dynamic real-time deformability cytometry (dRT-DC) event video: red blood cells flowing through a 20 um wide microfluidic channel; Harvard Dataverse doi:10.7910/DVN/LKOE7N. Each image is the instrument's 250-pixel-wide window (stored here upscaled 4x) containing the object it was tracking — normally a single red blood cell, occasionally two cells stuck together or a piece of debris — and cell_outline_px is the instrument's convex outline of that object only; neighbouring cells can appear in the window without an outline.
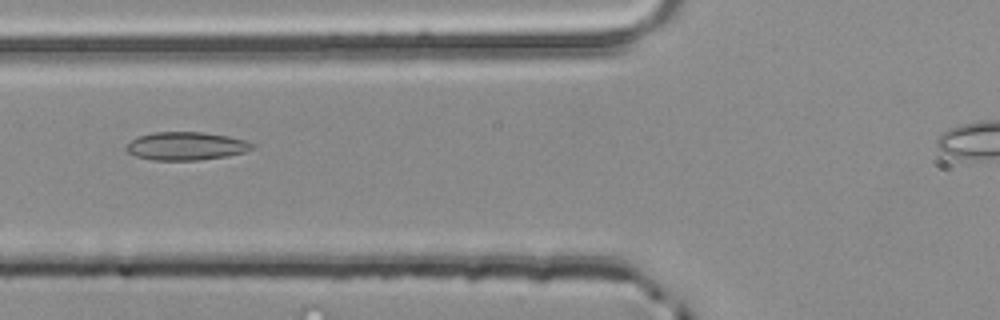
{"species": "common noctule bat (a hibernating species)", "species_latin": "Nyctalus noctula", "temperature_condition": "room temperature", "stored_images_in_passage": 5, "camera_frame_rate_fps": 3000, "um_per_image_px": 0.085, "animal": {"sex": "male", "body_mass_g": 20.4}, "frame": {"image": 1, "passage_image": 4, "time_ms": 1.0, "image_size_px": [1000, 320], "cell_outline_px": [[256, 144], [252, 148], [244, 152], [228, 156], [196, 160], [152, 160], [136, 156], [128, 152], [124, 148], [132, 140], [140, 136], [156, 132], [204, 132], [228, 136], [244, 140]], "centroid_in_image_um": [15.83, 12.41], "position_along_channel_um": 110.0, "area_um2": 20.52}}